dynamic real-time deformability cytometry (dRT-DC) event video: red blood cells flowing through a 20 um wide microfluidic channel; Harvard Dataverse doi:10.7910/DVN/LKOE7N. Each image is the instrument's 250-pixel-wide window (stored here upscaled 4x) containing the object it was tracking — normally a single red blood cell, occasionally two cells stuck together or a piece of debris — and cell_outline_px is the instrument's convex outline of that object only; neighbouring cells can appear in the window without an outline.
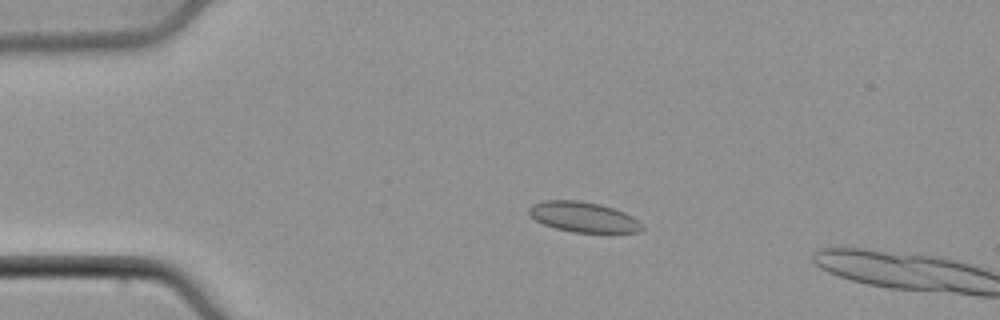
{"species": "common noctule bat (a hibernating species)", "species_latin": "Nyctalus noctula", "temperature_condition": "cold", "stored_images_in_passage": 14, "camera_frame_rate_fps": 3000, "um_per_image_px": 0.085, "animal": {"sex": "male", "body_mass_g": 21.5, "forearm_length_mm": 52.0}, "frame": {"image": 1, "passage_image": 12, "time_ms": 3.667, "image_size_px": [1000, 320], "cell_outline_px": [[644, 228], [640, 232], [572, 232], [556, 228], [544, 224], [536, 220], [528, 212], [528, 208], [532, 204], [544, 200], [576, 200], [600, 204], [624, 212], [632, 216]], "centroid_in_image_um": [49.56, 18.44], "position_along_channel_um": 35.4, "area_um2": 19.71}}